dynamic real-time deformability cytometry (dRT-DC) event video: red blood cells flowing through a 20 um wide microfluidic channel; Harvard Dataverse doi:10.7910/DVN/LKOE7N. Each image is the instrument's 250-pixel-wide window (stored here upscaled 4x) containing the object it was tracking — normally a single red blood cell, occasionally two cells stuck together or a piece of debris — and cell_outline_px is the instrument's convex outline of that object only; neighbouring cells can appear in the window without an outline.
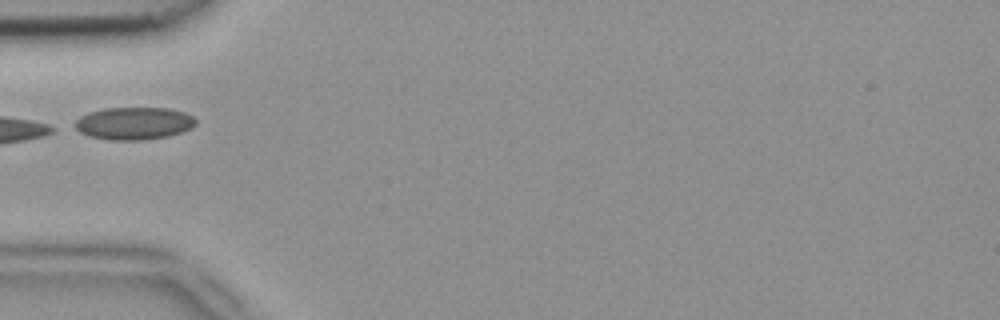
{"species": "common noctule bat (a hibernating species)", "species_latin": "Nyctalus noctula", "temperature_condition": "room temperature", "stored_images_in_passage": 5, "camera_frame_rate_fps": 3000, "um_per_image_px": 0.085, "animal": {"sex": "female", "body_mass_g": 18.4}, "frame": {"image": 1, "passage_image": 1, "time_ms": 0.0, "image_size_px": [1000, 320], "cell_outline_px": [[196, 124], [192, 128], [168, 136], [144, 140], [108, 140], [88, 136], [72, 128], [76, 120], [80, 116], [88, 112], [104, 108], [168, 108], [184, 112], [192, 116], [196, 120]], "centroid_in_image_um": [11.34, 10.49], "position_along_channel_um": 73.7, "area_um2": 23.12}}